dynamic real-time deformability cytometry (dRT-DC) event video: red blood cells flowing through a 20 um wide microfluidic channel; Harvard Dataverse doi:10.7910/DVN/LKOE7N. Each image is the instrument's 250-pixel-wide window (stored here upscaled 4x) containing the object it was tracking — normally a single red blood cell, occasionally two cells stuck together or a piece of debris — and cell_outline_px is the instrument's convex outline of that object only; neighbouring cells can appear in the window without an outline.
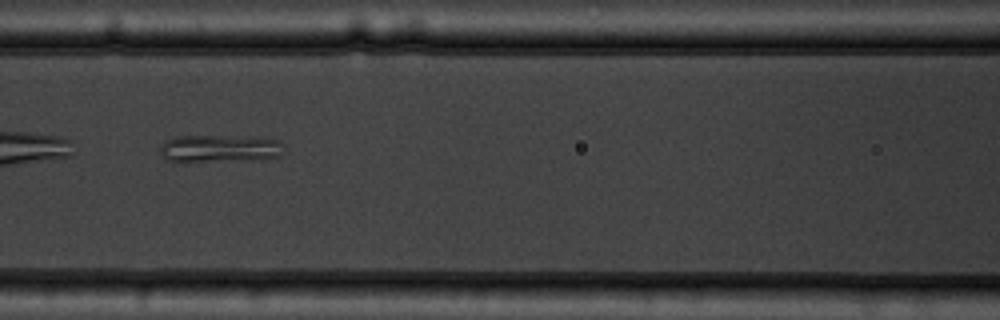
{"species": "common noctule bat (a hibernating species)", "species_latin": "Nyctalus noctula", "temperature_condition": "warm", "stored_images_in_passage": 10, "camera_frame_rate_fps": 3000, "um_per_image_px": 0.085, "animal": {"sex": "male", "body_mass_g": 19.5, "forearm_length_mm": 54.6}, "frame": {"image": 1, "passage_image": 7, "time_ms": 7.0, "image_size_px": [1000, 320], "cell_outline_px": [[284, 148], [280, 156], [184, 164], [180, 164], [168, 160], [164, 156], [160, 148], [160, 144], [164, 140], [176, 136], [260, 136], [276, 140], [284, 144]], "centroid_in_image_um": [18.6, 12.62], "position_along_channel_um": 148.0, "area_um2": 20.35}}
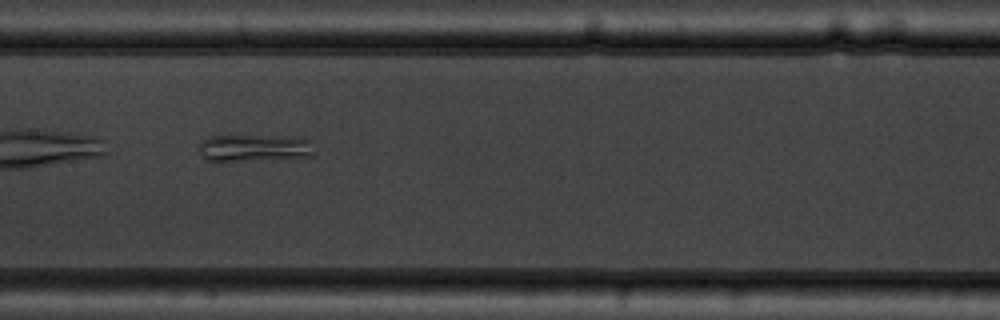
{"frame": {"image": 2, "passage_image": 8, "time_ms": 8.0, "image_size_px": [1000, 320], "cell_outline_px": [[312, 156], [220, 164], [216, 164], [204, 160], [200, 156], [196, 148], [204, 140], [212, 136], [228, 132], [304, 136], [312, 140]], "centroid_in_image_um": [21.51, 12.55], "position_along_channel_um": 185.9, "area_um2": 20.75}}
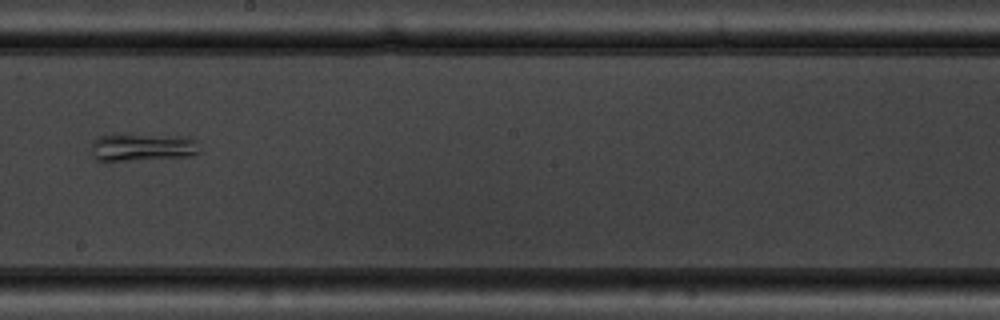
{"frame": {"image": 3, "passage_image": 9, "time_ms": 9.333, "image_size_px": [1000, 320], "cell_outline_px": [[200, 152], [192, 156], [128, 160], [96, 160], [92, 156], [92, 140], [100, 136], [124, 132], [184, 136], [196, 140]], "centroid_in_image_um": [12.1, 12.46], "position_along_channel_um": 236.1, "area_um2": 18.03}}